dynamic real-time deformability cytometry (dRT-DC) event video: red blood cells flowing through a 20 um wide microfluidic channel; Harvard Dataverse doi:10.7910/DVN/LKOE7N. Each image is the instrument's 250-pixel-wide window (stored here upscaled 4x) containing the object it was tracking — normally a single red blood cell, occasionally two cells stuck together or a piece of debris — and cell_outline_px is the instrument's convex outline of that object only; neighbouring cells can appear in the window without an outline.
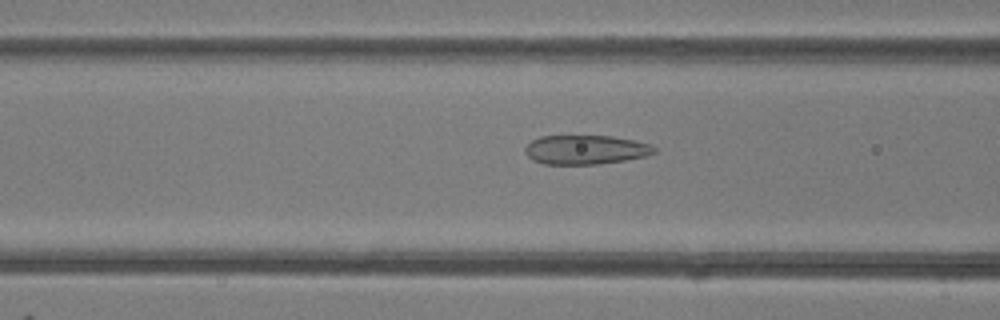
{"species": "common noctule bat (a hibernating species)", "species_latin": "Nyctalus noctula", "temperature_condition": "room temperature", "stored_images_in_passage": 48, "camera_frame_rate_fps": 3000, "um_per_image_px": 0.085, "animal": {"sex": "female"}, "frame": {"image": 1, "passage_image": 19, "time_ms": 6.0, "image_size_px": [1000, 320], "cell_outline_px": [[656, 152], [648, 156], [624, 160], [596, 164], [544, 164], [532, 160], [524, 152], [524, 148], [532, 140], [540, 136], [612, 136], [636, 140], [652, 144], [656, 148]], "centroid_in_image_um": [49.8, 12.72], "position_along_channel_um": 116.8, "area_um2": 22.14}}
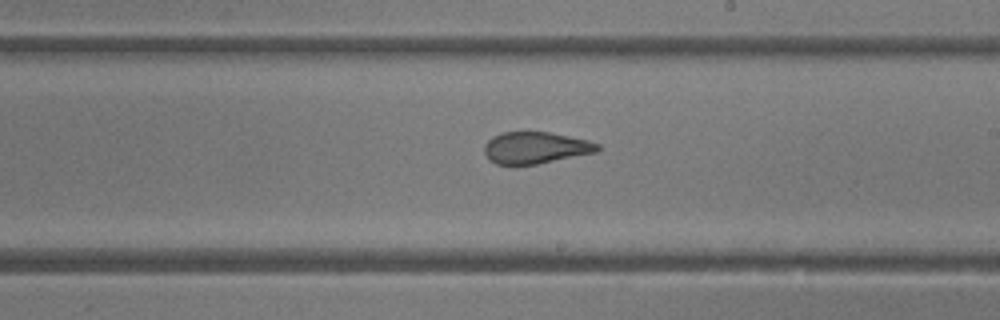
{"frame": {"image": 2, "passage_image": 28, "time_ms": 9.0, "image_size_px": [1000, 320], "cell_outline_px": [[600, 148], [596, 152], [536, 164], [496, 164], [488, 160], [484, 152], [484, 144], [492, 136], [500, 132], [548, 132], [588, 140], [600, 144]], "centroid_in_image_um": [45.48, 12.55], "position_along_channel_um": 243.5, "area_um2": 20.87}}
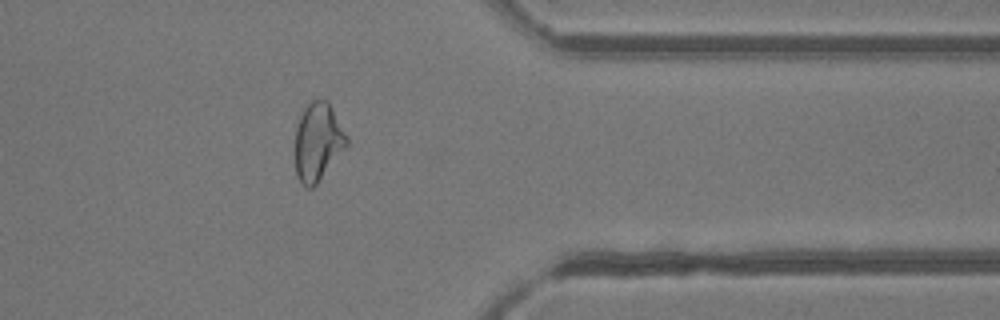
{"frame": {"image": 3, "passage_image": 39, "time_ms": 12.667, "image_size_px": [1000, 320], "cell_outline_px": [[348, 144], [316, 184], [312, 188], [308, 188], [300, 184], [296, 176], [296, 124], [304, 108], [312, 100], [328, 100], [348, 136]], "centroid_in_image_um": [27.01, 12.05], "position_along_channel_um": 384.4, "area_um2": 23.35}, "authors_computed_cell_mechanics": {"area_um2": 24.0448, "velocity_mm_per_s": 4.2091, "shape_relaxation_time_tau1_ms": null, "shape_relaxation_time_tau2_ms": 1.0735, "deformation_change_tau1": null, "deformation_change_tau2": 0.0943}}